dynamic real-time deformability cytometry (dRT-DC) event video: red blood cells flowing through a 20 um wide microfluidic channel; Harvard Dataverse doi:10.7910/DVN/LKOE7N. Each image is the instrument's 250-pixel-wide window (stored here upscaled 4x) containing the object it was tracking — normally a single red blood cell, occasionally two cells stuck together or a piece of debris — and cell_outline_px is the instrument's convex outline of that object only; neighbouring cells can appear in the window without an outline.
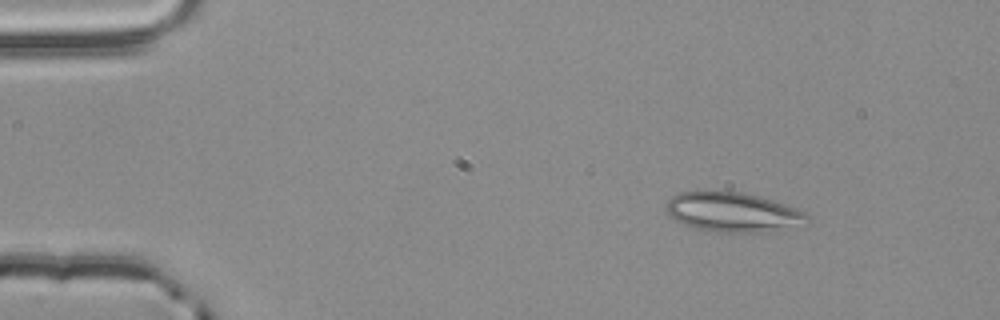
{"species": "common noctule bat (a hibernating species)", "species_latin": "Nyctalus noctula", "temperature_condition": "room temperature", "stored_images_in_passage": 3, "camera_frame_rate_fps": 3000, "um_per_image_px": 0.085, "animal": {"sex": "male", "body_mass_g": 20.4}, "frame": {"image": 1, "passage_image": 1, "time_ms": 0.0, "image_size_px": [1000, 320], "cell_outline_px": [[812, 220], [768, 232], [720, 232], [696, 228], [684, 224], [676, 220], [664, 208], [664, 204], [672, 196], [680, 192], [744, 192], [760, 196], [796, 208], [804, 212]], "centroid_in_image_um": [62.27, 18.03], "position_along_channel_um": 22.7, "area_um2": 32.02}}